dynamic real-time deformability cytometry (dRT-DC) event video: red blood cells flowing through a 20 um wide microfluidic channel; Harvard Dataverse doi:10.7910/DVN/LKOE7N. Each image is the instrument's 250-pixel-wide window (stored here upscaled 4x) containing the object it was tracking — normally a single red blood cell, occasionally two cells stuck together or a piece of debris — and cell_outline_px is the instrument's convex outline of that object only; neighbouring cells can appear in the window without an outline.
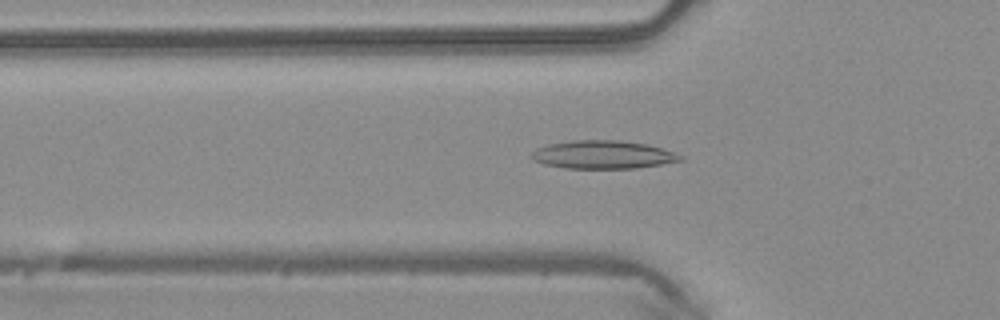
{"species": "common noctule bat (a hibernating species)", "species_latin": "Nyctalus noctula", "temperature_condition": "warm", "stored_images_in_passage": 46, "camera_frame_rate_fps": 3000, "um_per_image_px": 0.085, "animal": {"sex": "male", "body_mass_g": 20.4}, "frame": {"image": 1, "passage_image": 14, "time_ms": 4.333, "image_size_px": [1000, 320], "cell_outline_px": [[684, 160], [636, 168], [564, 168], [544, 164], [532, 160], [528, 156], [536, 148], [548, 144], [572, 140], [620, 140], [648, 144], [684, 156]], "centroid_in_image_um": [51.2, 13.14], "position_along_channel_um": 74.6, "area_um2": 24.51}}
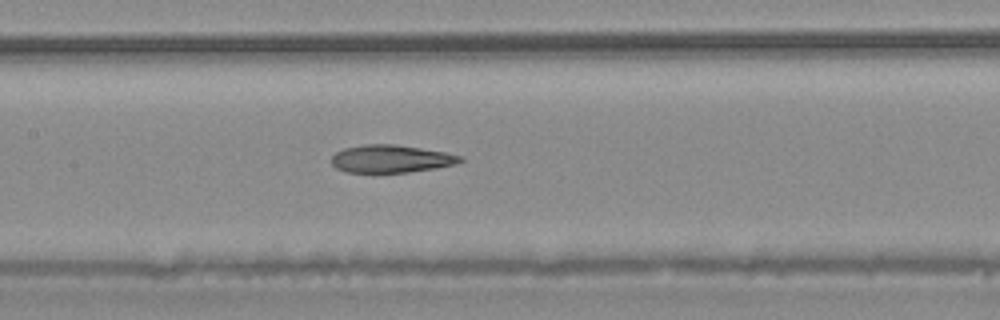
{"frame": {"image": 2, "passage_image": 21, "time_ms": 6.667, "image_size_px": [1000, 320], "cell_outline_px": [[464, 160], [456, 164], [436, 168], [408, 172], [348, 172], [336, 168], [332, 164], [332, 156], [336, 152], [344, 148], [364, 144], [392, 144], [420, 148], [444, 152], [464, 156]], "centroid_in_image_um": [33.25, 13.49], "position_along_channel_um": 174.1, "area_um2": 20.69}}
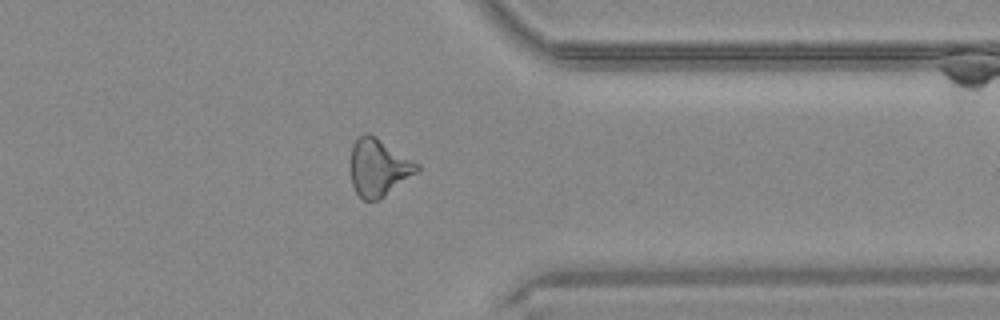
{"frame": {"image": 3, "passage_image": 36, "time_ms": 11.667, "image_size_px": [1000, 320], "cell_outline_px": [[420, 168], [416, 172], [380, 200], [364, 200], [356, 192], [352, 184], [352, 144], [364, 132], [368, 132], [376, 136], [420, 164]], "centroid_in_image_um": [32.19, 14.22], "position_along_channel_um": 379.2, "area_um2": 21.96}, "authors_computed_cell_mechanics": {"area_um2": 22.1952, "velocity_mm_per_s": 4.2288, "shape_relaxation_time_tau1_ms": null, "shape_relaxation_time_tau2_ms": 4.8687, "deformation_change_tau1": null, "deformation_change_tau2": 0.1555}}